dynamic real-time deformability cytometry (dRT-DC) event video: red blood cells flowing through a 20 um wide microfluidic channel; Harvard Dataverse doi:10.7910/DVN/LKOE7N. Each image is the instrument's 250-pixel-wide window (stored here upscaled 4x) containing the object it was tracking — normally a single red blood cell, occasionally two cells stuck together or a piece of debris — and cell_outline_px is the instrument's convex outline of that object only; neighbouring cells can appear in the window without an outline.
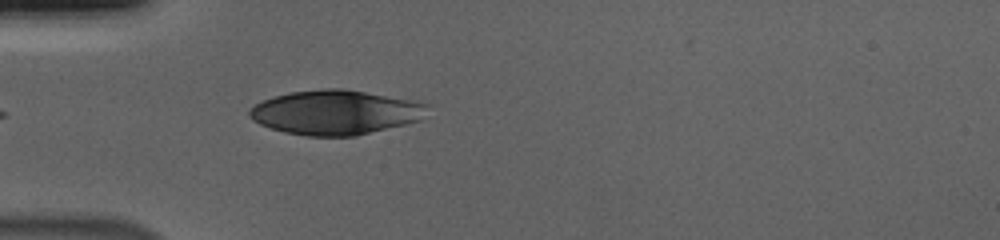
{"species": "human", "species_latin": "Homo sapiens", "temperature_condition": "cold", "stored_images_in_passage": 25, "camera_frame_rate_fps": 3000, "um_per_image_px": 0.085, "donor": {"sex": "male"}, "frame": {"image": 1, "passage_image": 1, "time_ms": 0.0, "image_size_px": [1000, 240], "cell_outline_px": [[428, 104], [420, 120], [356, 136], [308, 136], [284, 132], [260, 124], [252, 120], [248, 116], [248, 112], [256, 104], [264, 100], [276, 96], [292, 92], [324, 88], [344, 88], [408, 100]], "centroid_in_image_um": [28.46, 9.56], "position_along_channel_um": 56.5, "area_um2": 45.49}}
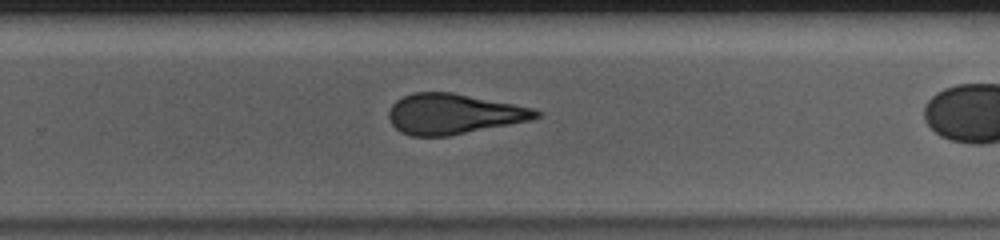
{"frame": {"image": 2, "passage_image": 17, "time_ms": 5.333, "image_size_px": [1000, 240], "cell_outline_px": [[540, 116], [532, 120], [448, 136], [412, 136], [400, 132], [392, 124], [388, 116], [388, 112], [392, 104], [396, 100], [412, 92], [452, 92], [532, 108], [540, 112]], "centroid_in_image_um": [38.51, 9.69], "position_along_channel_um": 291.3, "area_um2": 34.45}}
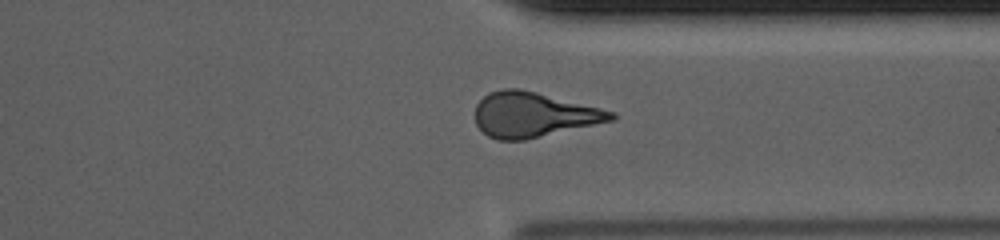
{"frame": {"image": 3, "passage_image": 23, "time_ms": 7.333, "image_size_px": [1000, 240], "cell_outline_px": [[616, 120], [524, 140], [496, 140], [488, 136], [476, 124], [476, 104], [488, 92], [504, 88], [516, 88], [536, 92], [616, 112]], "centroid_in_image_um": [45.34, 9.75], "position_along_channel_um": 366.1, "area_um2": 35.49}}